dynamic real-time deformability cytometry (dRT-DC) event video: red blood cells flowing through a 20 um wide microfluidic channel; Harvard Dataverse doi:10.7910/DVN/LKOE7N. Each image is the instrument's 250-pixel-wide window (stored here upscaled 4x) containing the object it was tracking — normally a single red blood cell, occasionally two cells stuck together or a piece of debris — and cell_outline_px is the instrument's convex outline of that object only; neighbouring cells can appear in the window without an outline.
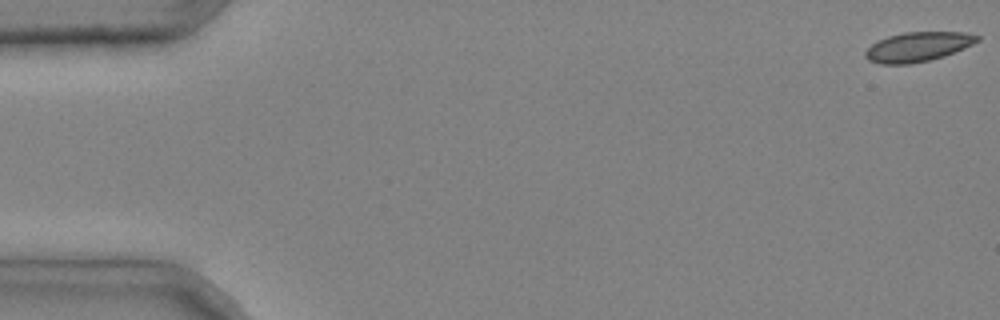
{"species": "common noctule bat (a hibernating species)", "species_latin": "Nyctalus noctula", "temperature_condition": "cold", "stored_images_in_passage": 8, "camera_frame_rate_fps": 3000, "um_per_image_px": 0.085, "animal": {"sex": "male", "body_mass_g": 20.4}, "frame": {"image": 1, "passage_image": 1, "time_ms": 0.0, "image_size_px": [1000, 320], "cell_outline_px": [[980, 40], [964, 48], [944, 56], [928, 60], [908, 64], [880, 64], [868, 60], [864, 56], [864, 52], [872, 44], [888, 36], [904, 32], [964, 32], [980, 36]], "centroid_in_image_um": [78.01, 3.97], "position_along_channel_um": 7.0, "area_um2": 19.13}}
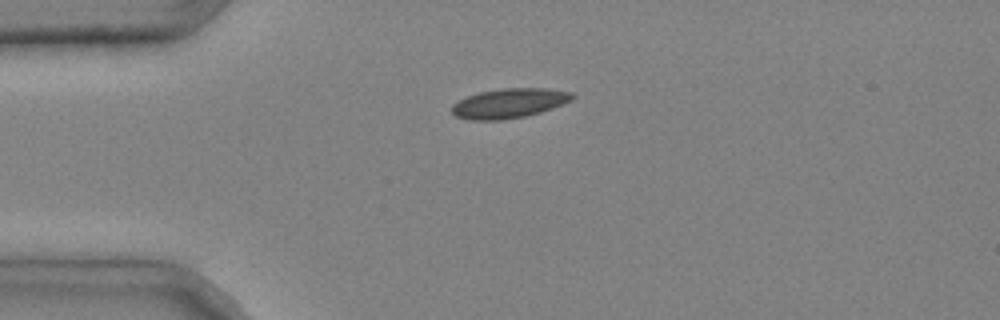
{"frame": {"image": 2, "passage_image": 4, "time_ms": 1.0, "image_size_px": [1000, 320], "cell_outline_px": [[576, 96], [572, 100], [552, 108], [540, 112], [524, 116], [500, 120], [468, 120], [456, 116], [452, 112], [452, 104], [468, 96], [480, 92], [500, 88], [544, 88], [572, 92]], "centroid_in_image_um": [43.29, 8.77], "position_along_channel_um": 41.7, "area_um2": 20.69}}
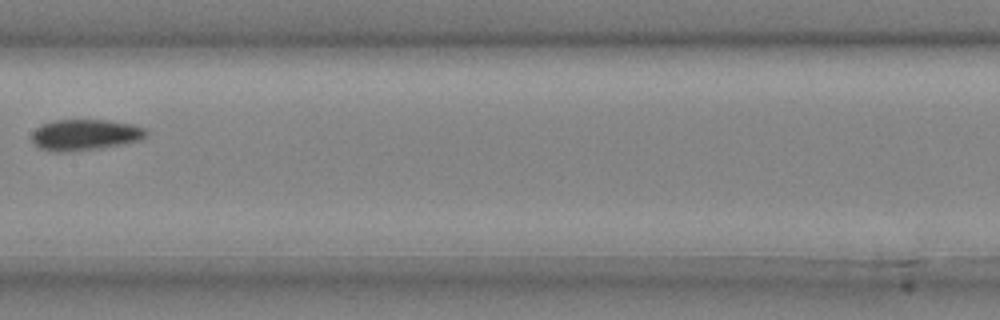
{"frame": {"image": 3, "passage_image": 8, "time_ms": 2.333, "image_size_px": [1000, 320], "cell_outline_px": [[148, 136], [140, 140], [100, 148], [64, 152], [52, 152], [40, 148], [32, 140], [32, 132], [40, 124], [52, 120], [112, 120], [132, 124], [144, 128], [148, 132]], "centroid_in_image_um": [7.22, 11.45], "position_along_channel_um": 200.2, "area_um2": 20.81}}